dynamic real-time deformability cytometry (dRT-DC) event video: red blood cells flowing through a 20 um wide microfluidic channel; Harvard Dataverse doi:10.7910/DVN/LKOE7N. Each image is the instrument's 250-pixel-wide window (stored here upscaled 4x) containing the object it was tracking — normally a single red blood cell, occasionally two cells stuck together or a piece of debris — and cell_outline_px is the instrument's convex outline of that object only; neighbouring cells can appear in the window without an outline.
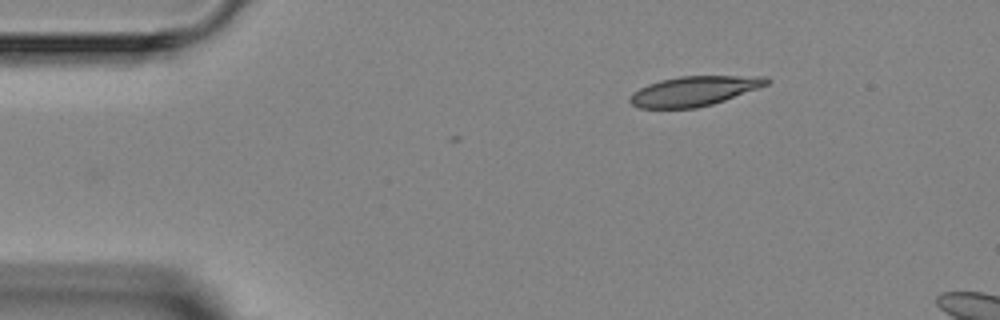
{"species": "Egyptian fruit bat (a non-hibernating species)", "species_latin": "Rousettus aegyptiacus", "temperature_condition": "room temperature", "stored_images_in_passage": 2, "camera_frame_rate_fps": 3000, "um_per_image_px": 0.085, "animal": {"sex": "female"}, "frame": {"image": 1, "passage_image": 2, "time_ms": 1.333, "image_size_px": [1000, 320], "cell_outline_px": [[772, 80], [768, 84], [724, 100], [712, 104], [696, 108], [640, 108], [632, 104], [628, 100], [628, 96], [632, 92], [648, 84], [660, 80], [680, 76], [768, 76]], "centroid_in_image_um": [58.97, 7.73], "position_along_channel_um": 26.0, "area_um2": 23.64}}